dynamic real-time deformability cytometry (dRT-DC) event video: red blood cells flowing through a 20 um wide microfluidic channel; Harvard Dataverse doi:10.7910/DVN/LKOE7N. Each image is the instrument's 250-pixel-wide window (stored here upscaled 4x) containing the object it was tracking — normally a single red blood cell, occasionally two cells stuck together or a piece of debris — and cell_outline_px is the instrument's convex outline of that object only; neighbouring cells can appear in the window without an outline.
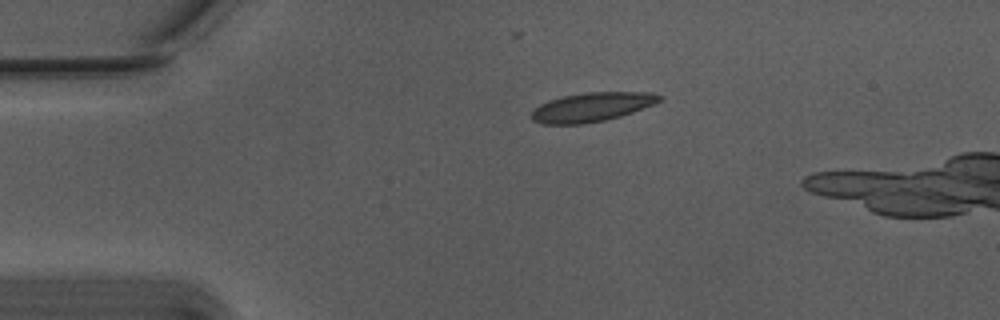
{"species": "Egyptian fruit bat (a non-hibernating species)", "species_latin": "Rousettus aegyptiacus", "temperature_condition": "warm", "stored_images_in_passage": 12, "camera_frame_rate_fps": 3000, "um_per_image_px": 0.085, "animal": {"sex": "male"}, "frame": {"image": 1, "passage_image": 1, "time_ms": 0.0, "image_size_px": [1000, 320], "cell_outline_px": [[664, 96], [656, 104], [620, 116], [604, 120], [580, 124], [544, 124], [532, 120], [532, 112], [540, 104], [548, 100], [564, 96], [588, 92], [652, 92]], "centroid_in_image_um": [50.34, 9.09], "position_along_channel_um": 34.7, "area_um2": 21.56}}
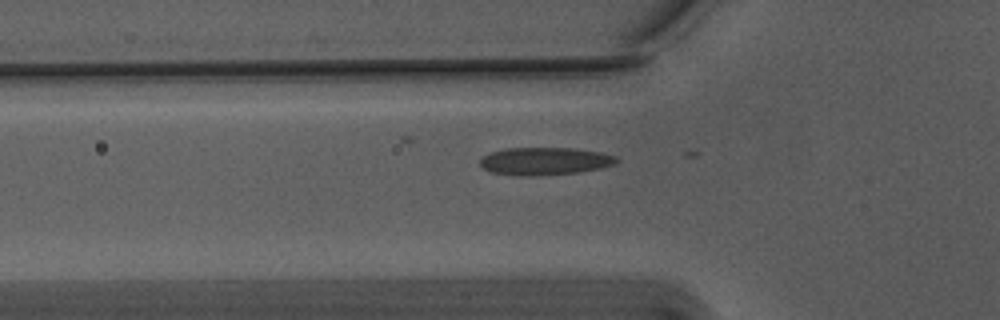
{"frame": {"image": 2, "passage_image": 8, "time_ms": 2.333, "image_size_px": [1000, 320], "cell_outline_px": [[620, 160], [616, 164], [600, 168], [580, 172], [536, 176], [520, 176], [492, 172], [484, 168], [480, 164], [480, 156], [492, 152], [508, 148], [572, 148], [600, 152], [616, 156]], "centroid_in_image_um": [46.32, 13.7], "position_along_channel_um": 79.5, "area_um2": 22.08}}
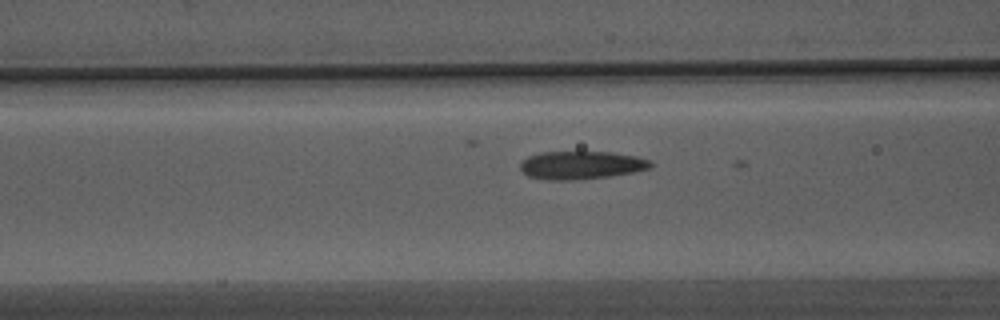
{"frame": {"image": 3, "passage_image": 11, "time_ms": 3.333, "image_size_px": [1000, 320], "cell_outline_px": [[652, 164], [648, 168], [632, 172], [608, 176], [572, 180], [544, 180], [528, 176], [520, 168], [520, 160], [528, 156], [540, 152], [612, 152], [636, 156], [652, 160]], "centroid_in_image_um": [49.35, 14.03], "position_along_channel_um": 117.2, "area_um2": 21.33}}